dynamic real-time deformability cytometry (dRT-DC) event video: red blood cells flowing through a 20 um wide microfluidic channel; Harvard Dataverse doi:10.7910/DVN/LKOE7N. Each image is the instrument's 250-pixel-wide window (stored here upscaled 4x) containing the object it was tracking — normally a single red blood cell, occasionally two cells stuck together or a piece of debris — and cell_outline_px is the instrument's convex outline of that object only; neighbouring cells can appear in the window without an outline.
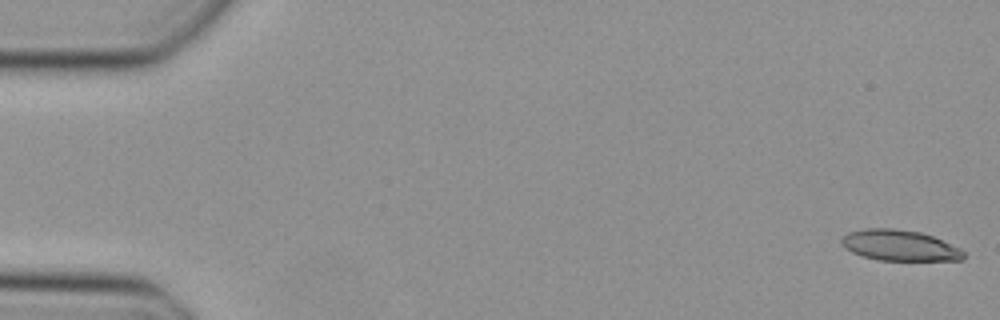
{"species": "Egyptian fruit bat (a non-hibernating species)", "species_latin": "Rousettus aegyptiacus", "temperature_condition": "cold", "stored_images_in_passage": 15, "camera_frame_rate_fps": 3000, "um_per_image_px": 0.085, "animal": {"sex": "female"}, "frame": {"image": 1, "passage_image": 1, "time_ms": 0.0, "image_size_px": [1000, 320], "cell_outline_px": [[964, 260], [880, 260], [860, 256], [844, 248], [840, 244], [840, 240], [848, 232], [864, 228], [892, 228], [920, 232], [932, 236], [960, 248], [964, 252]], "centroid_in_image_um": [76.42, 20.86], "position_along_channel_um": 8.6, "area_um2": 21.96}}
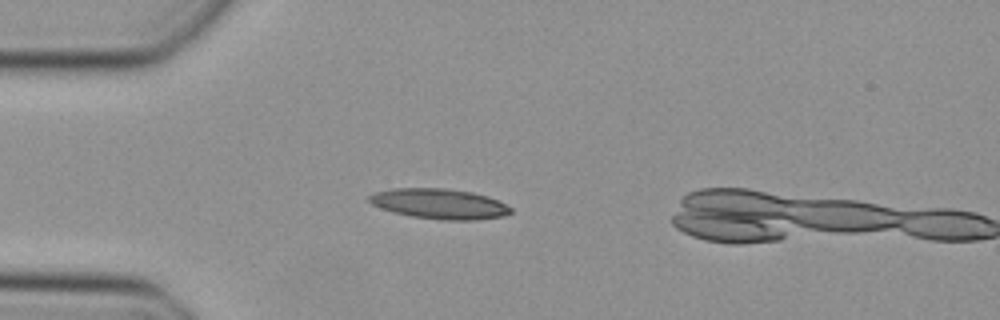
{"frame": {"image": 2, "passage_image": 13, "time_ms": 4.0, "image_size_px": [1000, 320], "cell_outline_px": [[512, 212], [504, 216], [476, 220], [440, 220], [412, 216], [392, 212], [380, 208], [372, 204], [368, 200], [368, 196], [372, 192], [392, 188], [444, 188], [472, 192], [488, 196], [512, 208]], "centroid_in_image_um": [37.31, 17.32], "position_along_channel_um": 47.7, "area_um2": 25.09}}